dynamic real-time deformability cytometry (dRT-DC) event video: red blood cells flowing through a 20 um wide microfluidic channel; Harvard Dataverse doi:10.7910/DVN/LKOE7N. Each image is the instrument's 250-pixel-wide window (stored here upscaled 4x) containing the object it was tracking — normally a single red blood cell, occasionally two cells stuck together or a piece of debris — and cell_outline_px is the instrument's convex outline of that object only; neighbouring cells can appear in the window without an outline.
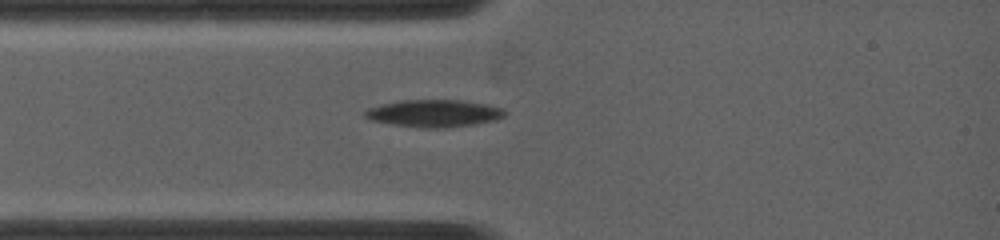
{"species": "common noctule bat (a hibernating species)", "species_latin": "Nyctalus noctula", "temperature_condition": "warm", "stored_images_in_passage": 12, "camera_frame_rate_fps": 5000, "um_per_image_px": 0.085, "animal": {"sex": "female", "body_mass_g": 19.0, "forearm_length_mm": 53.3}, "frame": {"image": 1, "passage_image": 1, "time_ms": 0.0, "image_size_px": [1000, 240], "cell_outline_px": [[504, 116], [496, 120], [476, 124], [444, 128], [420, 128], [392, 124], [368, 120], [364, 116], [364, 108], [380, 104], [400, 100], [460, 100], [488, 104], [504, 108]], "centroid_in_image_um": [36.84, 9.63], "position_along_channel_um": 48.2, "area_um2": 22.6}}
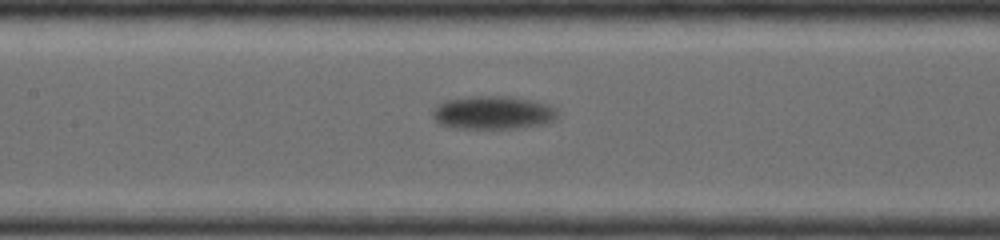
{"frame": {"image": 2, "passage_image": 6, "time_ms": 1.0, "image_size_px": [1000, 240], "cell_outline_px": [[560, 116], [556, 120], [548, 124], [524, 128], [452, 128], [436, 124], [432, 116], [432, 108], [436, 104], [444, 100], [456, 96], [516, 96], [536, 100], [552, 104], [560, 112]], "centroid_in_image_um": [41.94, 9.56], "position_along_channel_um": 165.5, "area_um2": 25.66}}
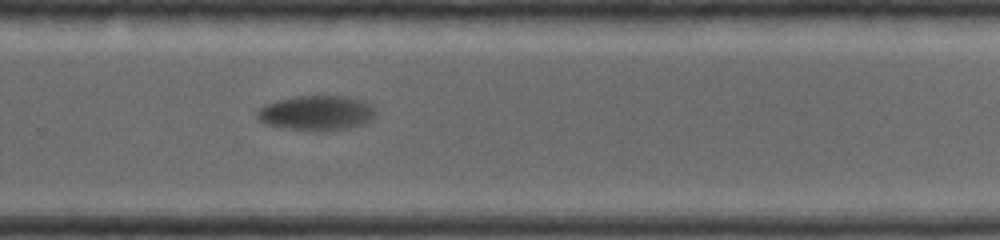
{"frame": {"image": 3, "passage_image": 12, "time_ms": 2.2, "image_size_px": [1000, 240], "cell_outline_px": [[380, 112], [376, 120], [352, 128], [332, 132], [308, 132], [280, 128], [264, 124], [256, 120], [256, 112], [264, 104], [276, 100], [292, 96], [348, 96], [364, 100], [376, 108]], "centroid_in_image_um": [26.96, 9.64], "position_along_channel_um": 302.8, "area_um2": 25.66}}